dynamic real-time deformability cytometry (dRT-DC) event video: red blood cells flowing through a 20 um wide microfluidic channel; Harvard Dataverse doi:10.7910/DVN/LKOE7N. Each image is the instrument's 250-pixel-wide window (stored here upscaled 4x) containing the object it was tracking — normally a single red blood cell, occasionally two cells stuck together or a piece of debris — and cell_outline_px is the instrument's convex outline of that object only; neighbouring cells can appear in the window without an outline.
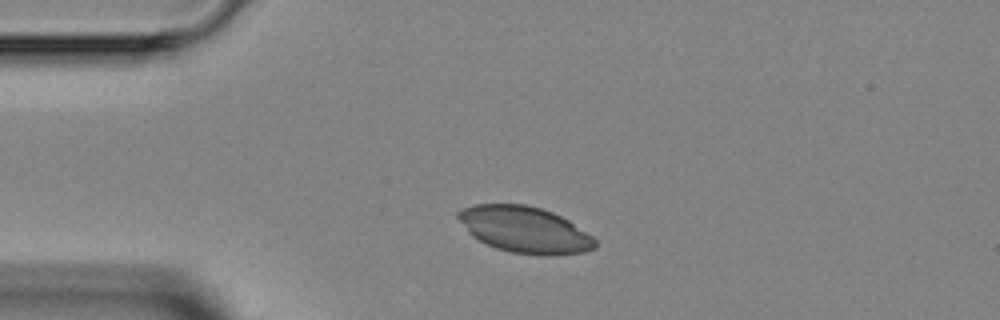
{"species": "Egyptian fruit bat (a non-hibernating species)", "species_latin": "Rousettus aegyptiacus", "temperature_condition": "room temperature", "stored_images_in_passage": 2, "camera_frame_rate_fps": 3000, "um_per_image_px": 0.085, "animal": {"sex": "female"}, "frame": {"image": 1, "passage_image": 1, "time_ms": 0.0, "image_size_px": [1000, 320], "cell_outline_px": [[596, 248], [584, 252], [552, 256], [540, 256], [512, 252], [496, 248], [472, 236], [468, 232], [456, 216], [456, 212], [472, 204], [524, 204], [540, 208], [552, 212], [568, 220], [592, 236], [596, 240]], "centroid_in_image_um": [44.61, 19.53], "position_along_channel_um": 40.4, "area_um2": 36.93}}